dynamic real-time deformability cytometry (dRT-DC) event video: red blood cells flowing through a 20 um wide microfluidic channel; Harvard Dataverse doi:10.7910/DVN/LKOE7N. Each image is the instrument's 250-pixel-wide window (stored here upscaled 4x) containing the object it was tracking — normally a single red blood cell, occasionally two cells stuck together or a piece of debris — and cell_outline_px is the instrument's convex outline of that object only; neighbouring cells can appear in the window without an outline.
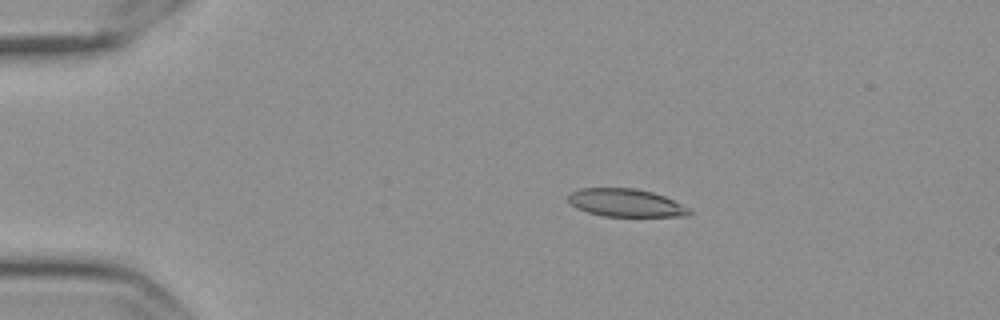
{"species": "Egyptian fruit bat (a non-hibernating species)", "species_latin": "Rousettus aegyptiacus", "temperature_condition": "cold", "stored_images_in_passage": 57, "camera_frame_rate_fps": 3000, "um_per_image_px": 0.085, "frame": {"image": 1, "passage_image": 11, "time_ms": 3.333, "image_size_px": [1000, 320], "cell_outline_px": [[692, 212], [688, 216], [604, 216], [588, 212], [576, 208], [568, 200], [568, 192], [580, 188], [636, 188], [652, 192], [664, 196], [692, 208]], "centroid_in_image_um": [53.21, 17.23], "position_along_channel_um": 31.8, "area_um2": 19.83}}
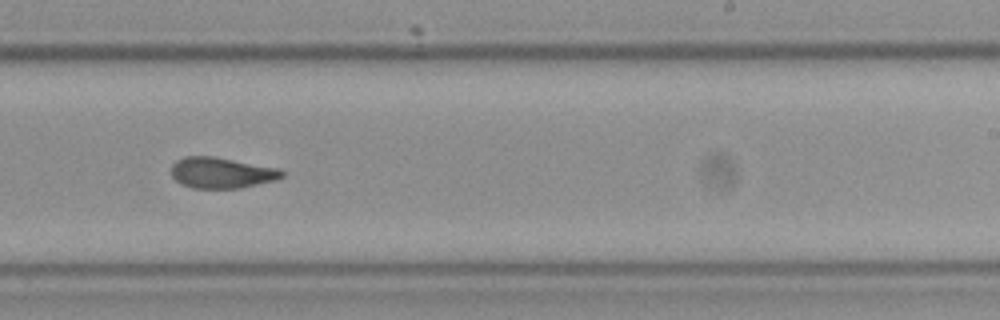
{"frame": {"image": 2, "passage_image": 36, "time_ms": 11.667, "image_size_px": [1000, 320], "cell_outline_px": [[284, 176], [276, 180], [240, 188], [192, 188], [180, 184], [172, 176], [172, 164], [176, 160], [184, 156], [212, 156], [280, 168], [284, 172]], "centroid_in_image_um": [18.83, 14.68], "position_along_channel_um": 270.2, "area_um2": 20.0}}
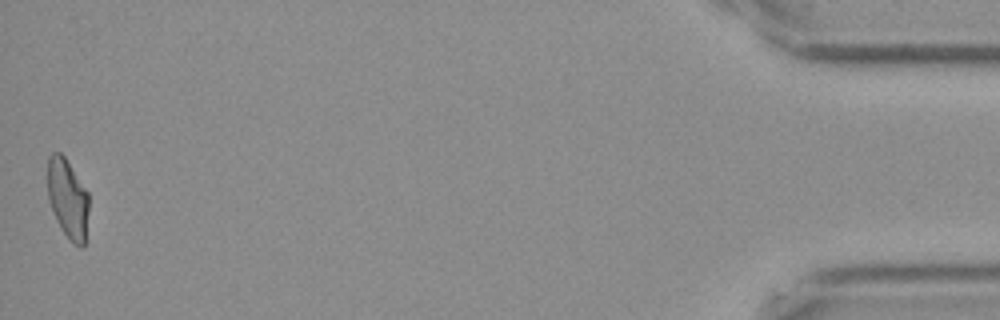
{"frame": {"image": 3, "passage_image": 57, "time_ms": 18.667, "image_size_px": [1000, 320], "cell_outline_px": [[88, 212], [84, 248], [80, 248], [72, 244], [60, 228], [56, 220], [48, 200], [48, 156], [52, 152], [60, 152], [64, 156], [88, 192]], "centroid_in_image_um": [5.75, 16.92], "position_along_channel_um": 429.4, "area_um2": 19.25}, "authors_computed_cell_mechanics": {"area_um2": 20.1144, "velocity_mm_per_s": 3.5452, "shape_relaxation_time_tau1_ms": null, "shape_relaxation_time_tau2_ms": 2.5271, "deformation_change_tau1": null, "deformation_change_tau2": 0.0958}}